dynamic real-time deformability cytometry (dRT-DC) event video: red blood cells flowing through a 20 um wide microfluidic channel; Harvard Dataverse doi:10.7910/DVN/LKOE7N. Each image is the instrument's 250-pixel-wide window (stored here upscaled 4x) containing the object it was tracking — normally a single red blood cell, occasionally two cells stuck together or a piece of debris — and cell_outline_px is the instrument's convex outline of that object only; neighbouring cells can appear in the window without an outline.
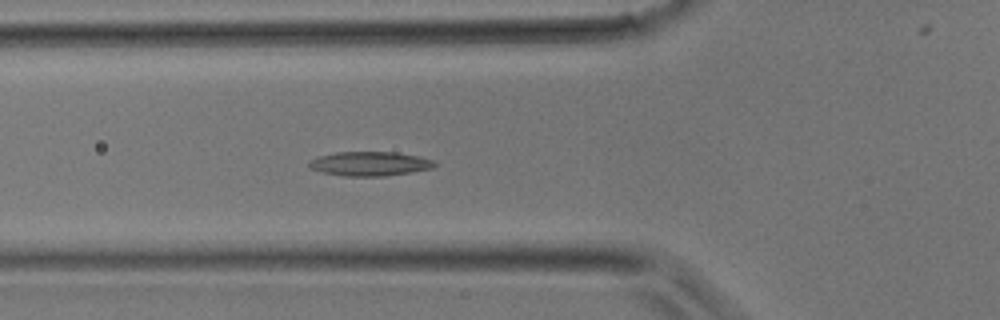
{"species": "common noctule bat (a hibernating species)", "species_latin": "Nyctalus noctula", "temperature_condition": "room temperature", "stored_images_in_passage": 36, "camera_frame_rate_fps": 3000, "um_per_image_px": 0.085, "animal": {"sex": "male", "body_mass_g": 17.9}, "frame": {"image": 1, "passage_image": 12, "time_ms": 3.667, "image_size_px": [1000, 320], "cell_outline_px": [[436, 164], [432, 168], [412, 172], [384, 176], [344, 176], [324, 172], [308, 168], [308, 160], [320, 156], [336, 152], [396, 152], [420, 156], [436, 160]], "centroid_in_image_um": [31.45, 13.91], "position_along_channel_um": 94.3, "area_um2": 17.86}}
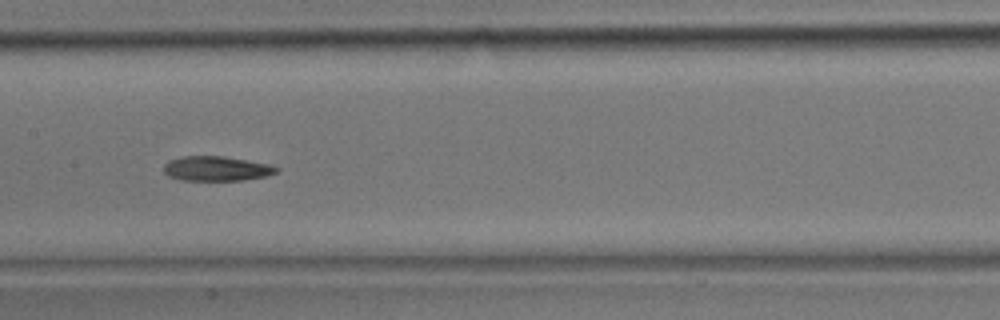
{"frame": {"image": 2, "passage_image": 17, "time_ms": 5.333, "image_size_px": [1000, 320], "cell_outline_px": [[280, 168], [276, 172], [264, 176], [244, 180], [180, 180], [168, 176], [164, 172], [164, 164], [168, 160], [180, 156], [220, 156], [268, 164]], "centroid_in_image_um": [18.33, 14.33], "position_along_channel_um": 189.1, "area_um2": 16.07}}
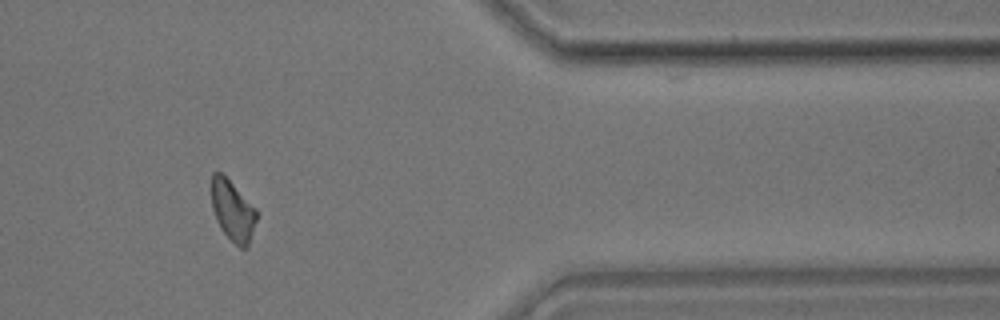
{"frame": {"image": 3, "passage_image": 29, "time_ms": 9.333, "image_size_px": [1000, 320], "cell_outline_px": [[256, 220], [248, 248], [240, 248], [220, 228], [216, 220], [212, 208], [212, 172], [220, 172], [256, 208]], "centroid_in_image_um": [19.78, 17.93], "position_along_channel_um": 391.6, "area_um2": 15.55}}